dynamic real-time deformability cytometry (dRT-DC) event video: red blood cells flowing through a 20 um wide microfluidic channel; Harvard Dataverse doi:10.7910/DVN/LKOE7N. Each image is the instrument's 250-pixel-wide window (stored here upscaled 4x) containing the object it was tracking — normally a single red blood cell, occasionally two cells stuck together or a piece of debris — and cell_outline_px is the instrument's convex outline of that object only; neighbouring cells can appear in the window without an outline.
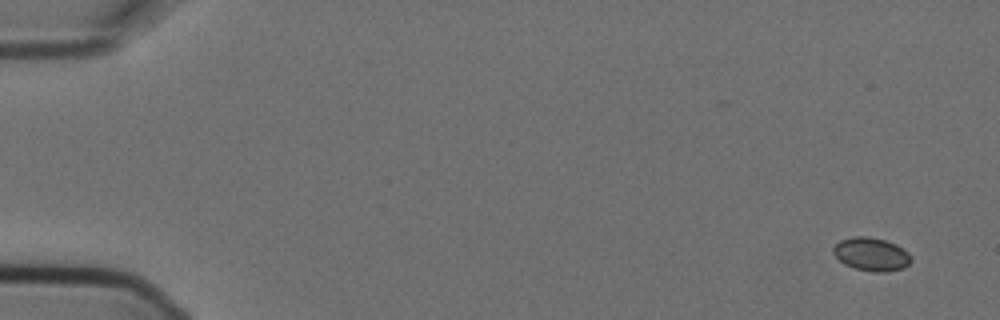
{"species": "Egyptian fruit bat (a non-hibernating species)", "species_latin": "Rousettus aegyptiacus", "temperature_condition": "cold", "stored_images_in_passage": 6, "camera_frame_rate_fps": 3000, "um_per_image_px": 0.085, "animal": {"sex": "female"}, "frame": {"image": 1, "passage_image": 1, "time_ms": 0.0, "image_size_px": [1000, 320], "cell_outline_px": [[912, 260], [904, 268], [888, 272], [876, 272], [856, 268], [844, 264], [832, 252], [832, 248], [840, 240], [856, 236], [868, 236], [884, 240], [896, 244], [908, 252]], "centroid_in_image_um": [74.07, 21.61], "position_along_channel_um": 10.9, "area_um2": 15.03}}
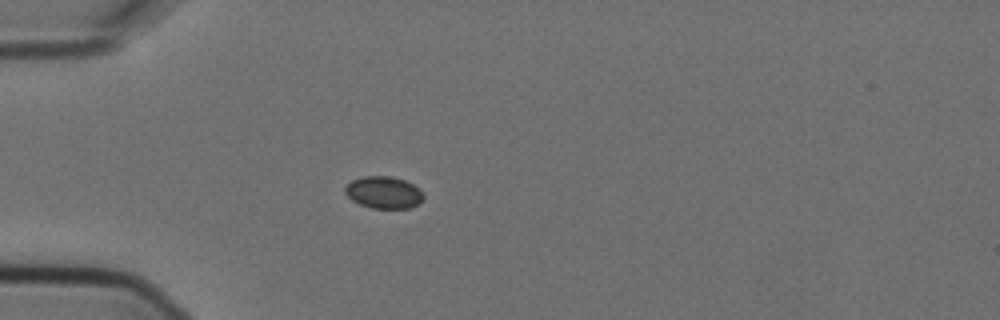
{"frame": {"image": 2, "passage_image": 5, "time_ms": 1.333, "image_size_px": [1000, 320], "cell_outline_px": [[424, 196], [412, 208], [372, 208], [360, 204], [352, 200], [344, 192], [344, 188], [352, 180], [364, 176], [392, 176], [404, 180], [412, 184]], "centroid_in_image_um": [32.57, 16.35], "position_along_channel_um": 52.4, "area_um2": 14.39}}